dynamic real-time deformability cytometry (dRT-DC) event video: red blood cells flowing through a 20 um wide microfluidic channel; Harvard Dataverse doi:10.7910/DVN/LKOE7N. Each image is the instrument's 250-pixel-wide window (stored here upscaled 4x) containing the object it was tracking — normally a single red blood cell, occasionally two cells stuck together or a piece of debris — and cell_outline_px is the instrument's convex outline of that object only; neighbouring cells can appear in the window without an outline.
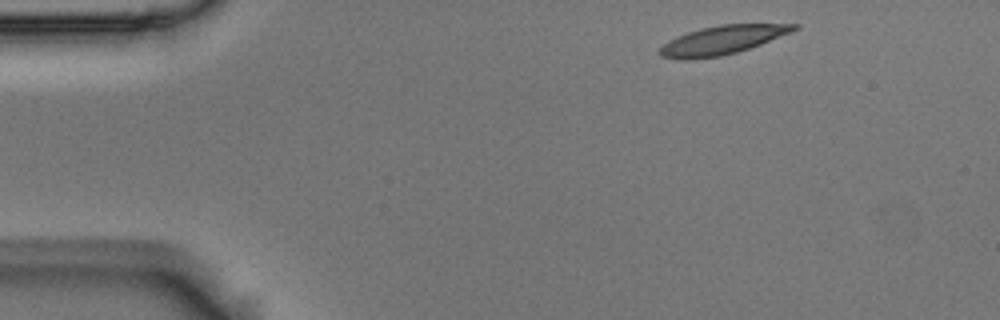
{"species": "Egyptian fruit bat (a non-hibernating species)", "species_latin": "Rousettus aegyptiacus", "temperature_condition": "room temperature", "stored_images_in_passage": 13, "camera_frame_rate_fps": 3000, "um_per_image_px": 0.085, "animal": {"sex": "male"}, "frame": {"image": 1, "passage_image": 1, "time_ms": 0.0, "image_size_px": [1000, 320], "cell_outline_px": [[800, 28], [792, 32], [760, 44], [736, 52], [720, 56], [692, 60], [676, 60], [660, 56], [656, 52], [668, 40], [676, 36], [700, 28], [720, 24], [800, 24]], "centroid_in_image_um": [61.34, 3.41], "position_along_channel_um": 23.7, "area_um2": 22.66}}
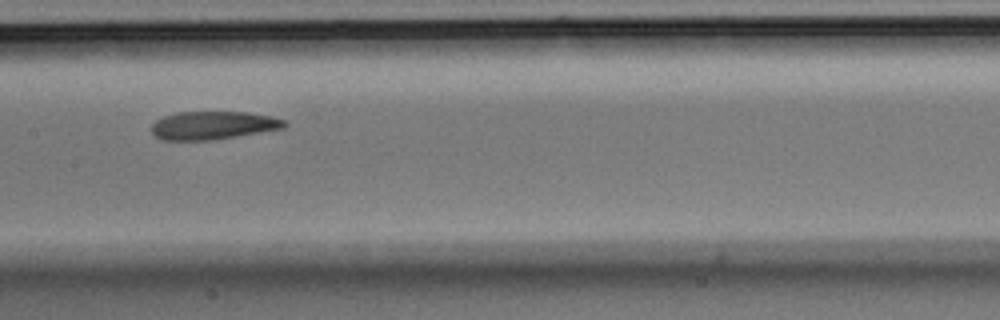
{"frame": {"image": 2, "passage_image": 6, "time_ms": 1.667, "image_size_px": [1000, 320], "cell_outline_px": [[288, 124], [284, 128], [212, 140], [164, 140], [156, 136], [152, 132], [152, 124], [156, 120], [164, 116], [176, 112], [248, 112], [272, 116], [284, 120]], "centroid_in_image_um": [18.12, 10.65], "position_along_channel_um": 189.3, "area_um2": 21.73}}
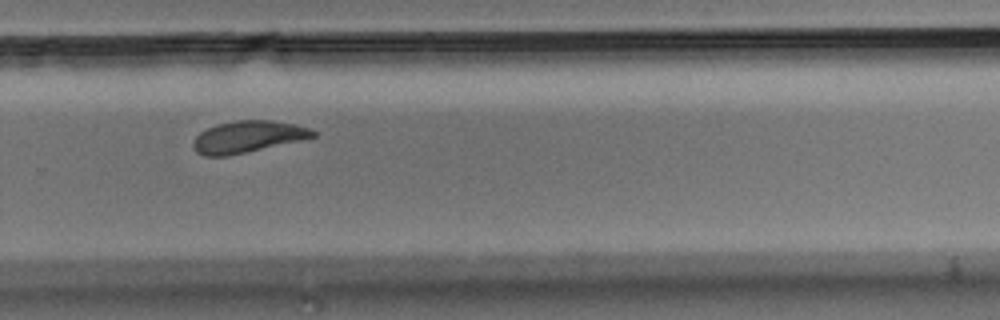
{"frame": {"image": 3, "passage_image": 9, "time_ms": 2.667, "image_size_px": [1000, 320], "cell_outline_px": [[316, 136], [228, 156], [204, 156], [196, 152], [192, 144], [196, 136], [200, 132], [216, 124], [236, 120], [272, 120], [296, 124], [308, 128], [316, 132]], "centroid_in_image_um": [21.02, 11.61], "position_along_channel_um": 308.8, "area_um2": 21.91}}